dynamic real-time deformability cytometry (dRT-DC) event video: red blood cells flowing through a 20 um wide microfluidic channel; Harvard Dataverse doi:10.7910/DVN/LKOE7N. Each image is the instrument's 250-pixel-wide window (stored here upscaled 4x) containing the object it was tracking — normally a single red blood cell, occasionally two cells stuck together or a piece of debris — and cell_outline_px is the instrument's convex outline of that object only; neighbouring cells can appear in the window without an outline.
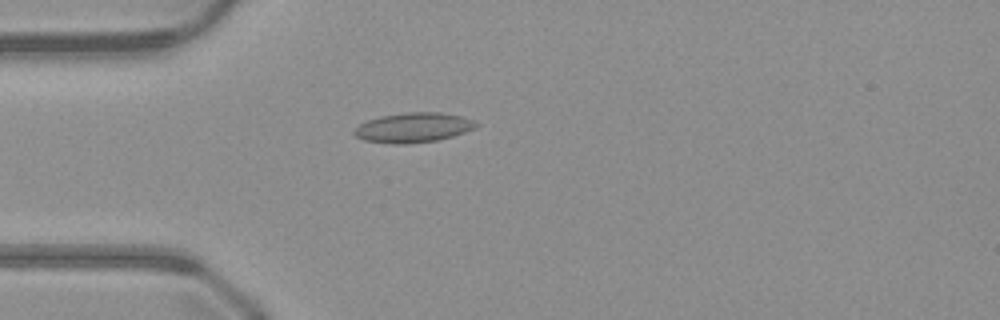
{"species": "common noctule bat (a hibernating species)", "species_latin": "Nyctalus noctula", "temperature_condition": "warm", "stored_images_in_passage": 50, "camera_frame_rate_fps": 3000, "um_per_image_px": 0.085, "animal": {"sex": "male", "body_mass_g": 23.1, "forearm_length_mm": 52.7}, "frame": {"image": 1, "passage_image": 14, "time_ms": 4.333, "image_size_px": [1000, 320], "cell_outline_px": [[480, 124], [476, 128], [452, 136], [436, 140], [404, 144], [392, 144], [364, 140], [356, 136], [352, 132], [360, 124], [368, 120], [380, 116], [404, 112], [440, 112], [460, 116], [476, 120]], "centroid_in_image_um": [35.15, 10.83], "position_along_channel_um": 49.8, "area_um2": 21.15}}
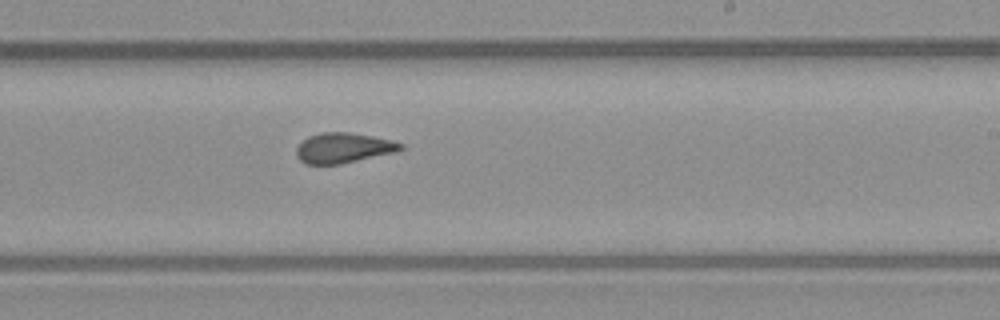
{"frame": {"image": 2, "passage_image": 30, "time_ms": 9.667, "image_size_px": [1000, 320], "cell_outline_px": [[404, 148], [396, 152], [340, 164], [304, 164], [296, 156], [296, 148], [308, 136], [320, 132], [348, 132], [372, 136], [392, 140], [404, 144]], "centroid_in_image_um": [29.19, 12.57], "position_along_channel_um": 259.8, "area_um2": 18.38}}
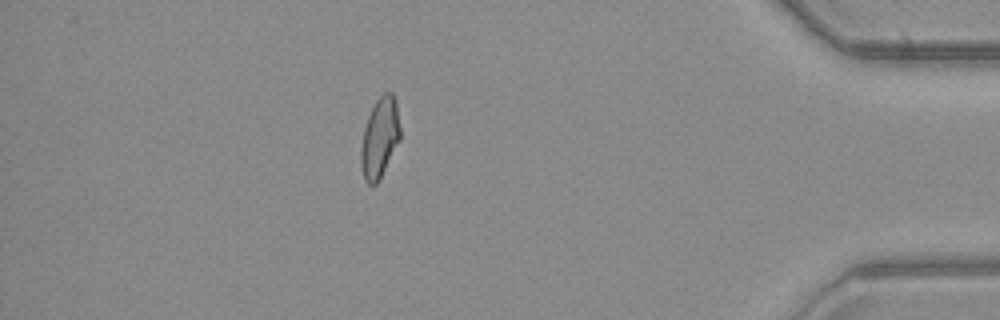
{"frame": {"image": 3, "passage_image": 44, "time_ms": 14.333, "image_size_px": [1000, 320], "cell_outline_px": [[400, 140], [380, 180], [376, 184], [368, 184], [364, 180], [360, 164], [360, 148], [364, 128], [368, 116], [376, 100], [384, 92], [392, 92], [396, 100], [400, 128]], "centroid_in_image_um": [32.27, 11.73], "position_along_channel_um": 402.9, "area_um2": 18.55}}